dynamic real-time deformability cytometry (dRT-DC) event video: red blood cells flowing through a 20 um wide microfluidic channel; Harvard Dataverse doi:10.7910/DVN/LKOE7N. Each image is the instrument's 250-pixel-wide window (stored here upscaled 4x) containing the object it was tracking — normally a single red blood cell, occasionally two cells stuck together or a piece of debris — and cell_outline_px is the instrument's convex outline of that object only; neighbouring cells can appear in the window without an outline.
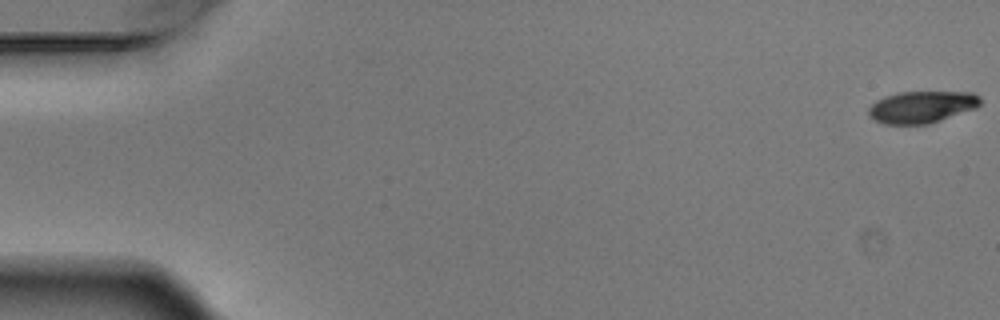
{"species": "Egyptian fruit bat (a non-hibernating species)", "species_latin": "Rousettus aegyptiacus", "temperature_condition": "warm", "stored_images_in_passage": 6, "camera_frame_rate_fps": 3000, "um_per_image_px": 0.085, "animal": {"sex": "male"}, "frame": {"image": 1, "passage_image": 1, "time_ms": 0.0, "image_size_px": [1000, 320], "cell_outline_px": [[980, 104], [976, 108], [928, 124], [884, 124], [876, 120], [868, 112], [868, 108], [876, 100], [900, 92], [972, 92], [980, 96]], "centroid_in_image_um": [78.37, 9.09], "position_along_channel_um": 6.6, "area_um2": 20.52}}
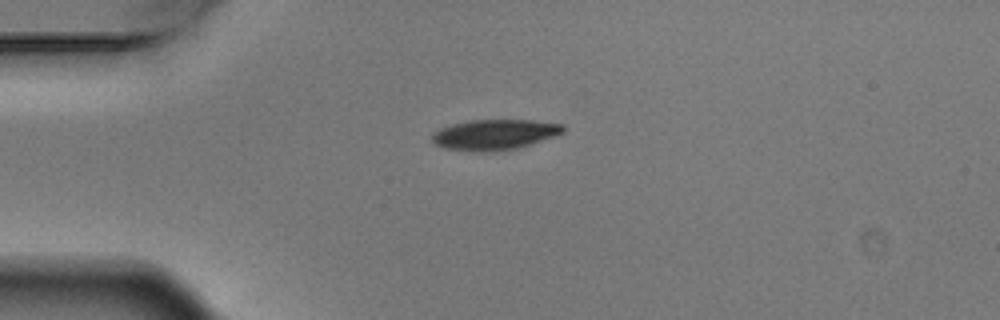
{"frame": {"image": 2, "passage_image": 5, "time_ms": 1.333, "image_size_px": [1000, 320], "cell_outline_px": [[564, 132], [516, 148], [488, 152], [444, 148], [436, 144], [432, 140], [432, 132], [440, 128], [452, 124], [468, 120], [532, 120], [564, 124]], "centroid_in_image_um": [42.0, 11.42], "position_along_channel_um": 43.0, "area_um2": 22.89}}